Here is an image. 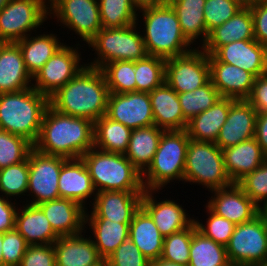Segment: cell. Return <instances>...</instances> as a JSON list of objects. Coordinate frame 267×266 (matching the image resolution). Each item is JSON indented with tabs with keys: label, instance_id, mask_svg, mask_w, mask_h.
<instances>
[{
	"label": "cell",
	"instance_id": "1",
	"mask_svg": "<svg viewBox=\"0 0 267 266\" xmlns=\"http://www.w3.org/2000/svg\"><path fill=\"white\" fill-rule=\"evenodd\" d=\"M93 147V121L63 114L48 105L33 148L44 154L77 159Z\"/></svg>",
	"mask_w": 267,
	"mask_h": 266
},
{
	"label": "cell",
	"instance_id": "2",
	"mask_svg": "<svg viewBox=\"0 0 267 266\" xmlns=\"http://www.w3.org/2000/svg\"><path fill=\"white\" fill-rule=\"evenodd\" d=\"M109 88L101 69L86 66L63 87L49 97L55 110L95 122L106 115Z\"/></svg>",
	"mask_w": 267,
	"mask_h": 266
},
{
	"label": "cell",
	"instance_id": "3",
	"mask_svg": "<svg viewBox=\"0 0 267 266\" xmlns=\"http://www.w3.org/2000/svg\"><path fill=\"white\" fill-rule=\"evenodd\" d=\"M49 98L33 87L0 94V129L34 144L39 136Z\"/></svg>",
	"mask_w": 267,
	"mask_h": 266
},
{
	"label": "cell",
	"instance_id": "4",
	"mask_svg": "<svg viewBox=\"0 0 267 266\" xmlns=\"http://www.w3.org/2000/svg\"><path fill=\"white\" fill-rule=\"evenodd\" d=\"M144 16V43L149 56L164 59L186 54L191 43L184 37L179 19L172 6L163 4L139 9Z\"/></svg>",
	"mask_w": 267,
	"mask_h": 266
},
{
	"label": "cell",
	"instance_id": "5",
	"mask_svg": "<svg viewBox=\"0 0 267 266\" xmlns=\"http://www.w3.org/2000/svg\"><path fill=\"white\" fill-rule=\"evenodd\" d=\"M81 158L89 170L97 192L113 190L144 192L142 174L124 154L99 151L93 147Z\"/></svg>",
	"mask_w": 267,
	"mask_h": 266
},
{
	"label": "cell",
	"instance_id": "6",
	"mask_svg": "<svg viewBox=\"0 0 267 266\" xmlns=\"http://www.w3.org/2000/svg\"><path fill=\"white\" fill-rule=\"evenodd\" d=\"M189 141L186 130H170L162 133L152 163L142 174L144 190L157 191L171 180L183 181ZM143 176H147V179L144 180Z\"/></svg>",
	"mask_w": 267,
	"mask_h": 266
},
{
	"label": "cell",
	"instance_id": "7",
	"mask_svg": "<svg viewBox=\"0 0 267 266\" xmlns=\"http://www.w3.org/2000/svg\"><path fill=\"white\" fill-rule=\"evenodd\" d=\"M183 180L202 184L211 191L233 184L225 170L222 149L214 142L190 139Z\"/></svg>",
	"mask_w": 267,
	"mask_h": 266
},
{
	"label": "cell",
	"instance_id": "8",
	"mask_svg": "<svg viewBox=\"0 0 267 266\" xmlns=\"http://www.w3.org/2000/svg\"><path fill=\"white\" fill-rule=\"evenodd\" d=\"M136 24L122 28H102L88 42L99 56L88 66L101 69L113 61H137L148 56L143 36L136 32Z\"/></svg>",
	"mask_w": 267,
	"mask_h": 266
},
{
	"label": "cell",
	"instance_id": "9",
	"mask_svg": "<svg viewBox=\"0 0 267 266\" xmlns=\"http://www.w3.org/2000/svg\"><path fill=\"white\" fill-rule=\"evenodd\" d=\"M229 262L244 266L267 264V216L261 211L251 221L236 225L225 246Z\"/></svg>",
	"mask_w": 267,
	"mask_h": 266
},
{
	"label": "cell",
	"instance_id": "10",
	"mask_svg": "<svg viewBox=\"0 0 267 266\" xmlns=\"http://www.w3.org/2000/svg\"><path fill=\"white\" fill-rule=\"evenodd\" d=\"M46 0H11L0 11V42H17L46 20ZM27 35V36H26Z\"/></svg>",
	"mask_w": 267,
	"mask_h": 266
},
{
	"label": "cell",
	"instance_id": "11",
	"mask_svg": "<svg viewBox=\"0 0 267 266\" xmlns=\"http://www.w3.org/2000/svg\"><path fill=\"white\" fill-rule=\"evenodd\" d=\"M209 80L208 54L202 50L166 59L165 82L177 93L192 92Z\"/></svg>",
	"mask_w": 267,
	"mask_h": 266
},
{
	"label": "cell",
	"instance_id": "12",
	"mask_svg": "<svg viewBox=\"0 0 267 266\" xmlns=\"http://www.w3.org/2000/svg\"><path fill=\"white\" fill-rule=\"evenodd\" d=\"M29 178L28 189L34 194L29 204L59 199L58 181L62 164L67 158L57 155H48L32 148L28 154Z\"/></svg>",
	"mask_w": 267,
	"mask_h": 266
},
{
	"label": "cell",
	"instance_id": "13",
	"mask_svg": "<svg viewBox=\"0 0 267 266\" xmlns=\"http://www.w3.org/2000/svg\"><path fill=\"white\" fill-rule=\"evenodd\" d=\"M49 13L82 37L87 43L103 28L98 0H49Z\"/></svg>",
	"mask_w": 267,
	"mask_h": 266
},
{
	"label": "cell",
	"instance_id": "14",
	"mask_svg": "<svg viewBox=\"0 0 267 266\" xmlns=\"http://www.w3.org/2000/svg\"><path fill=\"white\" fill-rule=\"evenodd\" d=\"M79 56L73 47L62 45L32 77L36 83L31 86L49 98L84 68L83 65L79 66Z\"/></svg>",
	"mask_w": 267,
	"mask_h": 266
},
{
	"label": "cell",
	"instance_id": "15",
	"mask_svg": "<svg viewBox=\"0 0 267 266\" xmlns=\"http://www.w3.org/2000/svg\"><path fill=\"white\" fill-rule=\"evenodd\" d=\"M106 116L131 130L155 124L148 92L110 93Z\"/></svg>",
	"mask_w": 267,
	"mask_h": 266
},
{
	"label": "cell",
	"instance_id": "16",
	"mask_svg": "<svg viewBox=\"0 0 267 266\" xmlns=\"http://www.w3.org/2000/svg\"><path fill=\"white\" fill-rule=\"evenodd\" d=\"M209 62H224L252 73L267 74V47L253 40L233 41L208 55Z\"/></svg>",
	"mask_w": 267,
	"mask_h": 266
},
{
	"label": "cell",
	"instance_id": "17",
	"mask_svg": "<svg viewBox=\"0 0 267 266\" xmlns=\"http://www.w3.org/2000/svg\"><path fill=\"white\" fill-rule=\"evenodd\" d=\"M213 191L214 198L207 207L235 225L251 221L262 211L236 183Z\"/></svg>",
	"mask_w": 267,
	"mask_h": 266
},
{
	"label": "cell",
	"instance_id": "18",
	"mask_svg": "<svg viewBox=\"0 0 267 266\" xmlns=\"http://www.w3.org/2000/svg\"><path fill=\"white\" fill-rule=\"evenodd\" d=\"M143 193L132 191H100L95 194L91 215L85 219H109L117 223H131L141 206Z\"/></svg>",
	"mask_w": 267,
	"mask_h": 266
},
{
	"label": "cell",
	"instance_id": "19",
	"mask_svg": "<svg viewBox=\"0 0 267 266\" xmlns=\"http://www.w3.org/2000/svg\"><path fill=\"white\" fill-rule=\"evenodd\" d=\"M257 114V110L246 99L235 100L215 144L223 150L254 138Z\"/></svg>",
	"mask_w": 267,
	"mask_h": 266
},
{
	"label": "cell",
	"instance_id": "20",
	"mask_svg": "<svg viewBox=\"0 0 267 266\" xmlns=\"http://www.w3.org/2000/svg\"><path fill=\"white\" fill-rule=\"evenodd\" d=\"M45 213L52 229L59 236L82 234L85 223V206L65 198L46 201L38 205Z\"/></svg>",
	"mask_w": 267,
	"mask_h": 266
},
{
	"label": "cell",
	"instance_id": "21",
	"mask_svg": "<svg viewBox=\"0 0 267 266\" xmlns=\"http://www.w3.org/2000/svg\"><path fill=\"white\" fill-rule=\"evenodd\" d=\"M153 190H144L141 207L150 215L163 237L184 230L195 219H189L179 204L172 200L157 202L152 196Z\"/></svg>",
	"mask_w": 267,
	"mask_h": 266
},
{
	"label": "cell",
	"instance_id": "22",
	"mask_svg": "<svg viewBox=\"0 0 267 266\" xmlns=\"http://www.w3.org/2000/svg\"><path fill=\"white\" fill-rule=\"evenodd\" d=\"M210 80L221 97L247 99L256 77L239 67L224 62H209Z\"/></svg>",
	"mask_w": 267,
	"mask_h": 266
},
{
	"label": "cell",
	"instance_id": "23",
	"mask_svg": "<svg viewBox=\"0 0 267 266\" xmlns=\"http://www.w3.org/2000/svg\"><path fill=\"white\" fill-rule=\"evenodd\" d=\"M31 80L19 45L15 42H0V94L30 88Z\"/></svg>",
	"mask_w": 267,
	"mask_h": 266
},
{
	"label": "cell",
	"instance_id": "24",
	"mask_svg": "<svg viewBox=\"0 0 267 266\" xmlns=\"http://www.w3.org/2000/svg\"><path fill=\"white\" fill-rule=\"evenodd\" d=\"M253 17L250 7L246 4L224 24L209 32L208 39L201 49L208 55L213 54L220 46L233 41L253 40Z\"/></svg>",
	"mask_w": 267,
	"mask_h": 266
},
{
	"label": "cell",
	"instance_id": "25",
	"mask_svg": "<svg viewBox=\"0 0 267 266\" xmlns=\"http://www.w3.org/2000/svg\"><path fill=\"white\" fill-rule=\"evenodd\" d=\"M155 125L165 131L185 130L184 118L178 93L166 82L149 93Z\"/></svg>",
	"mask_w": 267,
	"mask_h": 266
},
{
	"label": "cell",
	"instance_id": "26",
	"mask_svg": "<svg viewBox=\"0 0 267 266\" xmlns=\"http://www.w3.org/2000/svg\"><path fill=\"white\" fill-rule=\"evenodd\" d=\"M222 153L226 173L233 183H237L245 175L252 173L267 160V155L255 138L223 149Z\"/></svg>",
	"mask_w": 267,
	"mask_h": 266
},
{
	"label": "cell",
	"instance_id": "27",
	"mask_svg": "<svg viewBox=\"0 0 267 266\" xmlns=\"http://www.w3.org/2000/svg\"><path fill=\"white\" fill-rule=\"evenodd\" d=\"M58 189L60 198L71 199L82 206L96 191L89 170L82 158L67 159L61 167Z\"/></svg>",
	"mask_w": 267,
	"mask_h": 266
},
{
	"label": "cell",
	"instance_id": "28",
	"mask_svg": "<svg viewBox=\"0 0 267 266\" xmlns=\"http://www.w3.org/2000/svg\"><path fill=\"white\" fill-rule=\"evenodd\" d=\"M56 266H93L103 258L91 238L60 236L54 243Z\"/></svg>",
	"mask_w": 267,
	"mask_h": 266
},
{
	"label": "cell",
	"instance_id": "29",
	"mask_svg": "<svg viewBox=\"0 0 267 266\" xmlns=\"http://www.w3.org/2000/svg\"><path fill=\"white\" fill-rule=\"evenodd\" d=\"M23 208L21 213L16 212L15 229L28 245L53 244L60 237L38 205L27 204Z\"/></svg>",
	"mask_w": 267,
	"mask_h": 266
},
{
	"label": "cell",
	"instance_id": "30",
	"mask_svg": "<svg viewBox=\"0 0 267 266\" xmlns=\"http://www.w3.org/2000/svg\"><path fill=\"white\" fill-rule=\"evenodd\" d=\"M236 99L222 97L212 107L190 119L186 132L195 141L216 142L225 124L229 108Z\"/></svg>",
	"mask_w": 267,
	"mask_h": 266
},
{
	"label": "cell",
	"instance_id": "31",
	"mask_svg": "<svg viewBox=\"0 0 267 266\" xmlns=\"http://www.w3.org/2000/svg\"><path fill=\"white\" fill-rule=\"evenodd\" d=\"M129 238L150 261L161 258L164 237L141 206L133 215L129 226Z\"/></svg>",
	"mask_w": 267,
	"mask_h": 266
},
{
	"label": "cell",
	"instance_id": "32",
	"mask_svg": "<svg viewBox=\"0 0 267 266\" xmlns=\"http://www.w3.org/2000/svg\"><path fill=\"white\" fill-rule=\"evenodd\" d=\"M164 131L155 124L132 130L124 155L141 174L151 165Z\"/></svg>",
	"mask_w": 267,
	"mask_h": 266
},
{
	"label": "cell",
	"instance_id": "33",
	"mask_svg": "<svg viewBox=\"0 0 267 266\" xmlns=\"http://www.w3.org/2000/svg\"><path fill=\"white\" fill-rule=\"evenodd\" d=\"M174 9L184 37L192 44L200 36L205 44L209 32L204 19L206 0H166ZM199 36V37H198Z\"/></svg>",
	"mask_w": 267,
	"mask_h": 266
},
{
	"label": "cell",
	"instance_id": "34",
	"mask_svg": "<svg viewBox=\"0 0 267 266\" xmlns=\"http://www.w3.org/2000/svg\"><path fill=\"white\" fill-rule=\"evenodd\" d=\"M132 130L106 115L94 122V148L104 152L125 154Z\"/></svg>",
	"mask_w": 267,
	"mask_h": 266
},
{
	"label": "cell",
	"instance_id": "35",
	"mask_svg": "<svg viewBox=\"0 0 267 266\" xmlns=\"http://www.w3.org/2000/svg\"><path fill=\"white\" fill-rule=\"evenodd\" d=\"M29 36L17 41L22 54L25 67L33 77L38 70L56 53L63 45L53 34L40 35L30 38Z\"/></svg>",
	"mask_w": 267,
	"mask_h": 266
},
{
	"label": "cell",
	"instance_id": "36",
	"mask_svg": "<svg viewBox=\"0 0 267 266\" xmlns=\"http://www.w3.org/2000/svg\"><path fill=\"white\" fill-rule=\"evenodd\" d=\"M87 222L94 232V245L103 259L129 238L130 223H117L109 219H85V223Z\"/></svg>",
	"mask_w": 267,
	"mask_h": 266
},
{
	"label": "cell",
	"instance_id": "37",
	"mask_svg": "<svg viewBox=\"0 0 267 266\" xmlns=\"http://www.w3.org/2000/svg\"><path fill=\"white\" fill-rule=\"evenodd\" d=\"M228 262L225 246L215 243L197 228L193 231L188 266H224Z\"/></svg>",
	"mask_w": 267,
	"mask_h": 266
},
{
	"label": "cell",
	"instance_id": "38",
	"mask_svg": "<svg viewBox=\"0 0 267 266\" xmlns=\"http://www.w3.org/2000/svg\"><path fill=\"white\" fill-rule=\"evenodd\" d=\"M103 28H122L136 24L138 10L132 0H98Z\"/></svg>",
	"mask_w": 267,
	"mask_h": 266
},
{
	"label": "cell",
	"instance_id": "39",
	"mask_svg": "<svg viewBox=\"0 0 267 266\" xmlns=\"http://www.w3.org/2000/svg\"><path fill=\"white\" fill-rule=\"evenodd\" d=\"M166 59L147 56L135 61L136 92L150 93L165 82Z\"/></svg>",
	"mask_w": 267,
	"mask_h": 266
},
{
	"label": "cell",
	"instance_id": "40",
	"mask_svg": "<svg viewBox=\"0 0 267 266\" xmlns=\"http://www.w3.org/2000/svg\"><path fill=\"white\" fill-rule=\"evenodd\" d=\"M180 106L184 118L189 121L194 116L212 107L221 95L209 80L205 85L197 88L194 91L178 93Z\"/></svg>",
	"mask_w": 267,
	"mask_h": 266
},
{
	"label": "cell",
	"instance_id": "41",
	"mask_svg": "<svg viewBox=\"0 0 267 266\" xmlns=\"http://www.w3.org/2000/svg\"><path fill=\"white\" fill-rule=\"evenodd\" d=\"M101 70L110 93L136 92L135 61H113Z\"/></svg>",
	"mask_w": 267,
	"mask_h": 266
},
{
	"label": "cell",
	"instance_id": "42",
	"mask_svg": "<svg viewBox=\"0 0 267 266\" xmlns=\"http://www.w3.org/2000/svg\"><path fill=\"white\" fill-rule=\"evenodd\" d=\"M197 228L195 221L182 231L164 237L163 252L161 259L181 264L189 265V251L192 241L193 231Z\"/></svg>",
	"mask_w": 267,
	"mask_h": 266
},
{
	"label": "cell",
	"instance_id": "43",
	"mask_svg": "<svg viewBox=\"0 0 267 266\" xmlns=\"http://www.w3.org/2000/svg\"><path fill=\"white\" fill-rule=\"evenodd\" d=\"M32 148L26 138L0 129V169L25 161Z\"/></svg>",
	"mask_w": 267,
	"mask_h": 266
},
{
	"label": "cell",
	"instance_id": "44",
	"mask_svg": "<svg viewBox=\"0 0 267 266\" xmlns=\"http://www.w3.org/2000/svg\"><path fill=\"white\" fill-rule=\"evenodd\" d=\"M29 165L25 161L0 169V191L8 196L28 192Z\"/></svg>",
	"mask_w": 267,
	"mask_h": 266
},
{
	"label": "cell",
	"instance_id": "45",
	"mask_svg": "<svg viewBox=\"0 0 267 266\" xmlns=\"http://www.w3.org/2000/svg\"><path fill=\"white\" fill-rule=\"evenodd\" d=\"M246 3L247 0H206L203 14L207 31L224 24Z\"/></svg>",
	"mask_w": 267,
	"mask_h": 266
},
{
	"label": "cell",
	"instance_id": "46",
	"mask_svg": "<svg viewBox=\"0 0 267 266\" xmlns=\"http://www.w3.org/2000/svg\"><path fill=\"white\" fill-rule=\"evenodd\" d=\"M236 184L263 210L267 206V160L252 173L245 175ZM262 202L263 206L261 207L260 204Z\"/></svg>",
	"mask_w": 267,
	"mask_h": 266
},
{
	"label": "cell",
	"instance_id": "47",
	"mask_svg": "<svg viewBox=\"0 0 267 266\" xmlns=\"http://www.w3.org/2000/svg\"><path fill=\"white\" fill-rule=\"evenodd\" d=\"M210 216L207 221V226L199 223L197 220L195 224L197 229L206 237L212 239L215 243L226 246L231 238L236 225L226 218L220 217L213 213L207 206Z\"/></svg>",
	"mask_w": 267,
	"mask_h": 266
},
{
	"label": "cell",
	"instance_id": "48",
	"mask_svg": "<svg viewBox=\"0 0 267 266\" xmlns=\"http://www.w3.org/2000/svg\"><path fill=\"white\" fill-rule=\"evenodd\" d=\"M106 259L109 266H150L151 263L130 238L126 239Z\"/></svg>",
	"mask_w": 267,
	"mask_h": 266
},
{
	"label": "cell",
	"instance_id": "49",
	"mask_svg": "<svg viewBox=\"0 0 267 266\" xmlns=\"http://www.w3.org/2000/svg\"><path fill=\"white\" fill-rule=\"evenodd\" d=\"M27 246L24 237L16 229L3 233V266H19Z\"/></svg>",
	"mask_w": 267,
	"mask_h": 266
},
{
	"label": "cell",
	"instance_id": "50",
	"mask_svg": "<svg viewBox=\"0 0 267 266\" xmlns=\"http://www.w3.org/2000/svg\"><path fill=\"white\" fill-rule=\"evenodd\" d=\"M19 266H56L53 244L28 245Z\"/></svg>",
	"mask_w": 267,
	"mask_h": 266
},
{
	"label": "cell",
	"instance_id": "51",
	"mask_svg": "<svg viewBox=\"0 0 267 266\" xmlns=\"http://www.w3.org/2000/svg\"><path fill=\"white\" fill-rule=\"evenodd\" d=\"M246 4L252 12L255 40L267 47V0H252Z\"/></svg>",
	"mask_w": 267,
	"mask_h": 266
},
{
	"label": "cell",
	"instance_id": "52",
	"mask_svg": "<svg viewBox=\"0 0 267 266\" xmlns=\"http://www.w3.org/2000/svg\"><path fill=\"white\" fill-rule=\"evenodd\" d=\"M246 100L257 112H267V74L255 79L252 92Z\"/></svg>",
	"mask_w": 267,
	"mask_h": 266
},
{
	"label": "cell",
	"instance_id": "53",
	"mask_svg": "<svg viewBox=\"0 0 267 266\" xmlns=\"http://www.w3.org/2000/svg\"><path fill=\"white\" fill-rule=\"evenodd\" d=\"M15 205L7 201L3 196L0 197V233H5L15 229Z\"/></svg>",
	"mask_w": 267,
	"mask_h": 266
},
{
	"label": "cell",
	"instance_id": "54",
	"mask_svg": "<svg viewBox=\"0 0 267 266\" xmlns=\"http://www.w3.org/2000/svg\"><path fill=\"white\" fill-rule=\"evenodd\" d=\"M254 138L267 155V112H258Z\"/></svg>",
	"mask_w": 267,
	"mask_h": 266
},
{
	"label": "cell",
	"instance_id": "55",
	"mask_svg": "<svg viewBox=\"0 0 267 266\" xmlns=\"http://www.w3.org/2000/svg\"><path fill=\"white\" fill-rule=\"evenodd\" d=\"M137 9L145 7L157 6L163 4L166 0H132Z\"/></svg>",
	"mask_w": 267,
	"mask_h": 266
},
{
	"label": "cell",
	"instance_id": "56",
	"mask_svg": "<svg viewBox=\"0 0 267 266\" xmlns=\"http://www.w3.org/2000/svg\"><path fill=\"white\" fill-rule=\"evenodd\" d=\"M150 266H184V265L168 262L159 258L157 260L151 261Z\"/></svg>",
	"mask_w": 267,
	"mask_h": 266
},
{
	"label": "cell",
	"instance_id": "57",
	"mask_svg": "<svg viewBox=\"0 0 267 266\" xmlns=\"http://www.w3.org/2000/svg\"><path fill=\"white\" fill-rule=\"evenodd\" d=\"M2 243H3V233H0V266H3Z\"/></svg>",
	"mask_w": 267,
	"mask_h": 266
},
{
	"label": "cell",
	"instance_id": "58",
	"mask_svg": "<svg viewBox=\"0 0 267 266\" xmlns=\"http://www.w3.org/2000/svg\"><path fill=\"white\" fill-rule=\"evenodd\" d=\"M93 266H109V265H108L107 259H102L100 262H98L97 264Z\"/></svg>",
	"mask_w": 267,
	"mask_h": 266
},
{
	"label": "cell",
	"instance_id": "59",
	"mask_svg": "<svg viewBox=\"0 0 267 266\" xmlns=\"http://www.w3.org/2000/svg\"><path fill=\"white\" fill-rule=\"evenodd\" d=\"M11 0H0V11L8 4Z\"/></svg>",
	"mask_w": 267,
	"mask_h": 266
},
{
	"label": "cell",
	"instance_id": "60",
	"mask_svg": "<svg viewBox=\"0 0 267 266\" xmlns=\"http://www.w3.org/2000/svg\"><path fill=\"white\" fill-rule=\"evenodd\" d=\"M224 266H244V265H240V264H235L233 262H228L226 265Z\"/></svg>",
	"mask_w": 267,
	"mask_h": 266
},
{
	"label": "cell",
	"instance_id": "61",
	"mask_svg": "<svg viewBox=\"0 0 267 266\" xmlns=\"http://www.w3.org/2000/svg\"><path fill=\"white\" fill-rule=\"evenodd\" d=\"M264 213H265V215L267 216V206L262 210Z\"/></svg>",
	"mask_w": 267,
	"mask_h": 266
},
{
	"label": "cell",
	"instance_id": "62",
	"mask_svg": "<svg viewBox=\"0 0 267 266\" xmlns=\"http://www.w3.org/2000/svg\"><path fill=\"white\" fill-rule=\"evenodd\" d=\"M252 266H267V264H257V265H252Z\"/></svg>",
	"mask_w": 267,
	"mask_h": 266
}]
</instances>
